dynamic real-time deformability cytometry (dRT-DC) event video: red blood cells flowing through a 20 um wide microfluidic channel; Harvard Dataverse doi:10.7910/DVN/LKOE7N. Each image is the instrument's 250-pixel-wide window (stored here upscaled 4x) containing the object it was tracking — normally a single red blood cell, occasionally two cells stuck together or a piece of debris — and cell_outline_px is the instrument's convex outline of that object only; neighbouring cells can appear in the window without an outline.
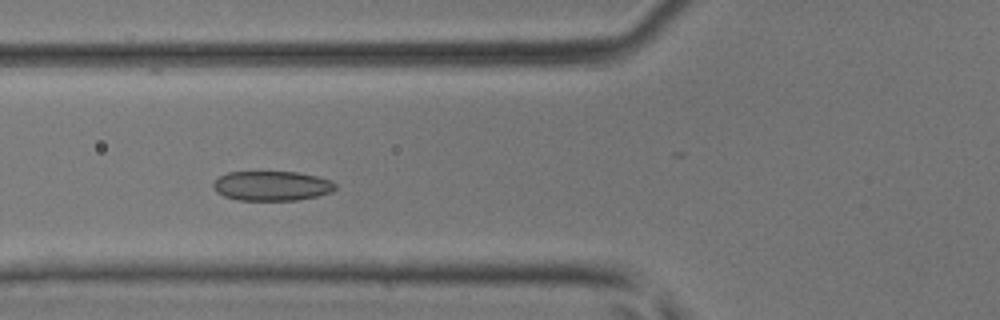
{"species": "common noctule bat (a hibernating species)", "species_latin": "Nyctalus noctula", "temperature_condition": "room temperature", "stored_images_in_passage": 15, "camera_frame_rate_fps": 3000, "um_per_image_px": 0.085, "animal": {"sex": "male", "body_mass_g": 17.9, "forearm_length_mm": 54.2}, "frame": {"image": 1, "passage_image": 7, "time_ms": 2.0, "image_size_px": [1000, 320], "cell_outline_px": [[336, 188], [332, 192], [316, 196], [296, 200], [236, 200], [224, 196], [216, 192], [212, 188], [212, 184], [220, 176], [228, 172], [296, 172], [316, 176], [332, 180], [336, 184]], "centroid_in_image_um": [23.1, 15.8], "position_along_channel_um": 102.7, "area_um2": 21.15}}
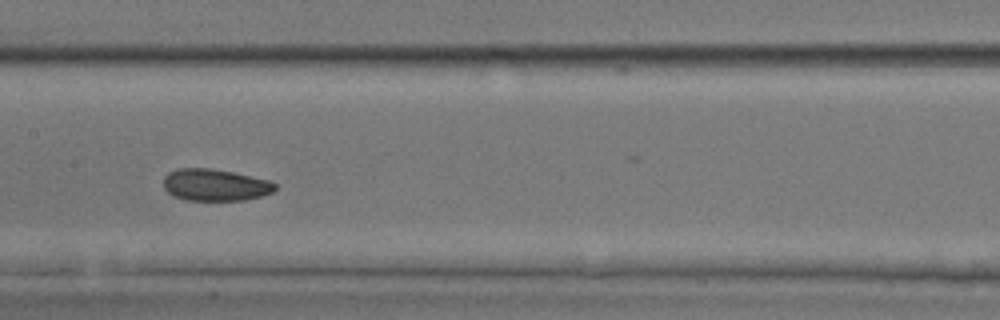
{"frame": {"image": 2, "passage_image": 13, "time_ms": 4.0, "image_size_px": [1000, 320], "cell_outline_px": [[276, 188], [272, 192], [260, 196], [244, 200], [188, 200], [176, 196], [168, 192], [164, 188], [164, 176], [168, 172], [180, 168], [212, 168], [232, 172], [268, 180], [276, 184]], "centroid_in_image_um": [18.27, 15.71], "position_along_channel_um": 189.1, "area_um2": 20.52}}